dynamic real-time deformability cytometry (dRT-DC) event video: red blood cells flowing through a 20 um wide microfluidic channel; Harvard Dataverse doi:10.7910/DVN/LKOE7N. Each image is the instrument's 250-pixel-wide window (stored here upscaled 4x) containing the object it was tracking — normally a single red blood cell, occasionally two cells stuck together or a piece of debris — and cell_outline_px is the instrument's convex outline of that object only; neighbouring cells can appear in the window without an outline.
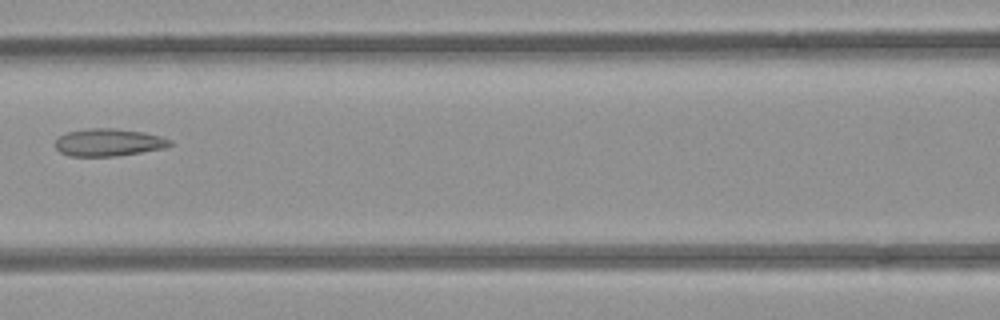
{"species": "common noctule bat (a hibernating species)", "species_latin": "Nyctalus noctula", "temperature_condition": "room temperature", "stored_images_in_passage": 7, "camera_frame_rate_fps": 3000, "um_per_image_px": 0.085, "animal": {"sex": "female", "body_mass_g": 21.9}, "frame": {"image": 1, "passage_image": 6, "time_ms": 6.667, "image_size_px": [1000, 320], "cell_outline_px": [[172, 144], [164, 148], [116, 156], [68, 156], [60, 152], [56, 148], [56, 140], [60, 136], [68, 132], [88, 128], [116, 128], [144, 132], [160, 136], [172, 140]], "centroid_in_image_um": [9.23, 12.1], "position_along_channel_um": 157.4, "area_um2": 18.32}}
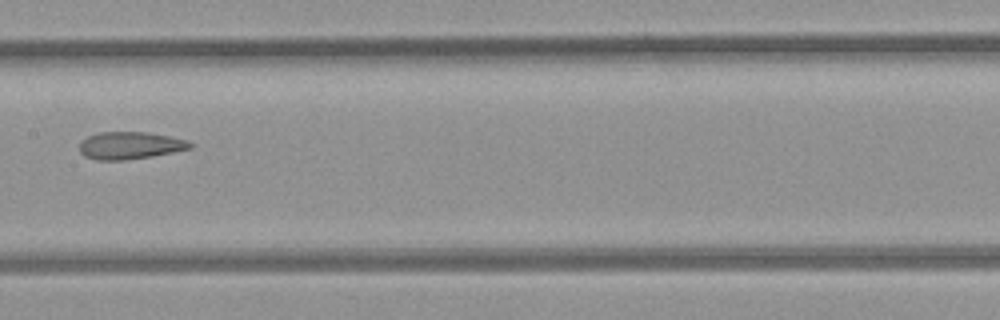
{"frame": {"image": 2, "passage_image": 7, "time_ms": 7.667, "image_size_px": [1000, 320], "cell_outline_px": [[192, 148], [152, 156], [124, 160], [96, 160], [84, 156], [80, 152], [80, 144], [88, 136], [100, 132], [148, 132], [188, 140], [192, 144]], "centroid_in_image_um": [11.05, 12.37], "position_along_channel_um": 196.3, "area_um2": 17.51}}